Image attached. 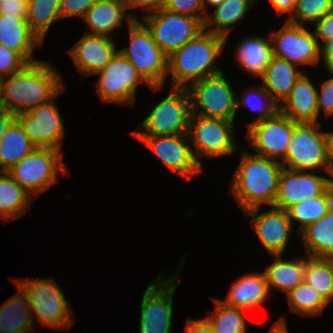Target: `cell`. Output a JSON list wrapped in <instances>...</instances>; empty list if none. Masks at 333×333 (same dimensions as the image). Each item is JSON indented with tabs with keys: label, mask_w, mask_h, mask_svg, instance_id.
<instances>
[{
	"label": "cell",
	"mask_w": 333,
	"mask_h": 333,
	"mask_svg": "<svg viewBox=\"0 0 333 333\" xmlns=\"http://www.w3.org/2000/svg\"><path fill=\"white\" fill-rule=\"evenodd\" d=\"M295 122L279 110L270 118L247 124V139L255 155L282 160L286 156Z\"/></svg>",
	"instance_id": "14"
},
{
	"label": "cell",
	"mask_w": 333,
	"mask_h": 333,
	"mask_svg": "<svg viewBox=\"0 0 333 333\" xmlns=\"http://www.w3.org/2000/svg\"><path fill=\"white\" fill-rule=\"evenodd\" d=\"M274 256L273 263L264 270L266 282L270 293L271 286L288 293L300 283L304 282L305 276V258H294L290 261L282 260V255Z\"/></svg>",
	"instance_id": "28"
},
{
	"label": "cell",
	"mask_w": 333,
	"mask_h": 333,
	"mask_svg": "<svg viewBox=\"0 0 333 333\" xmlns=\"http://www.w3.org/2000/svg\"><path fill=\"white\" fill-rule=\"evenodd\" d=\"M142 18L154 41L167 57L204 31V23L199 18L166 9L145 13Z\"/></svg>",
	"instance_id": "10"
},
{
	"label": "cell",
	"mask_w": 333,
	"mask_h": 333,
	"mask_svg": "<svg viewBox=\"0 0 333 333\" xmlns=\"http://www.w3.org/2000/svg\"><path fill=\"white\" fill-rule=\"evenodd\" d=\"M63 84L62 76L48 62L28 64L0 79V108L14 115L27 112L63 92Z\"/></svg>",
	"instance_id": "1"
},
{
	"label": "cell",
	"mask_w": 333,
	"mask_h": 333,
	"mask_svg": "<svg viewBox=\"0 0 333 333\" xmlns=\"http://www.w3.org/2000/svg\"><path fill=\"white\" fill-rule=\"evenodd\" d=\"M224 304L244 310H252L268 299L270 293L264 272L240 277L229 289Z\"/></svg>",
	"instance_id": "24"
},
{
	"label": "cell",
	"mask_w": 333,
	"mask_h": 333,
	"mask_svg": "<svg viewBox=\"0 0 333 333\" xmlns=\"http://www.w3.org/2000/svg\"><path fill=\"white\" fill-rule=\"evenodd\" d=\"M236 60L247 74L262 77L273 56L271 38L251 36L244 38L236 48Z\"/></svg>",
	"instance_id": "26"
},
{
	"label": "cell",
	"mask_w": 333,
	"mask_h": 333,
	"mask_svg": "<svg viewBox=\"0 0 333 333\" xmlns=\"http://www.w3.org/2000/svg\"><path fill=\"white\" fill-rule=\"evenodd\" d=\"M279 111L297 123H317V88L304 73L296 80L290 94L280 103Z\"/></svg>",
	"instance_id": "21"
},
{
	"label": "cell",
	"mask_w": 333,
	"mask_h": 333,
	"mask_svg": "<svg viewBox=\"0 0 333 333\" xmlns=\"http://www.w3.org/2000/svg\"><path fill=\"white\" fill-rule=\"evenodd\" d=\"M0 43L20 54L29 64L40 61L33 58V49L42 43L31 32L26 19L0 14Z\"/></svg>",
	"instance_id": "23"
},
{
	"label": "cell",
	"mask_w": 333,
	"mask_h": 333,
	"mask_svg": "<svg viewBox=\"0 0 333 333\" xmlns=\"http://www.w3.org/2000/svg\"><path fill=\"white\" fill-rule=\"evenodd\" d=\"M259 210L260 207H255L244 213L247 216H252L250 219L251 227L266 251L270 255H282L286 250L291 231H293V224L289 220L287 211L273 206L261 214H258Z\"/></svg>",
	"instance_id": "19"
},
{
	"label": "cell",
	"mask_w": 333,
	"mask_h": 333,
	"mask_svg": "<svg viewBox=\"0 0 333 333\" xmlns=\"http://www.w3.org/2000/svg\"><path fill=\"white\" fill-rule=\"evenodd\" d=\"M16 120V115L7 110L0 108V140L9 128V126Z\"/></svg>",
	"instance_id": "50"
},
{
	"label": "cell",
	"mask_w": 333,
	"mask_h": 333,
	"mask_svg": "<svg viewBox=\"0 0 333 333\" xmlns=\"http://www.w3.org/2000/svg\"><path fill=\"white\" fill-rule=\"evenodd\" d=\"M282 169L280 161L242 151L238 168L233 173L230 193L243 212L262 204L265 206V203L274 205Z\"/></svg>",
	"instance_id": "2"
},
{
	"label": "cell",
	"mask_w": 333,
	"mask_h": 333,
	"mask_svg": "<svg viewBox=\"0 0 333 333\" xmlns=\"http://www.w3.org/2000/svg\"><path fill=\"white\" fill-rule=\"evenodd\" d=\"M307 256L333 258V204L327 213L299 233Z\"/></svg>",
	"instance_id": "29"
},
{
	"label": "cell",
	"mask_w": 333,
	"mask_h": 333,
	"mask_svg": "<svg viewBox=\"0 0 333 333\" xmlns=\"http://www.w3.org/2000/svg\"><path fill=\"white\" fill-rule=\"evenodd\" d=\"M144 143L167 166L168 169L187 180L203 171L194 158L188 134L169 136H135Z\"/></svg>",
	"instance_id": "17"
},
{
	"label": "cell",
	"mask_w": 333,
	"mask_h": 333,
	"mask_svg": "<svg viewBox=\"0 0 333 333\" xmlns=\"http://www.w3.org/2000/svg\"><path fill=\"white\" fill-rule=\"evenodd\" d=\"M127 9L142 8L147 12H157L164 9L167 0H124Z\"/></svg>",
	"instance_id": "46"
},
{
	"label": "cell",
	"mask_w": 333,
	"mask_h": 333,
	"mask_svg": "<svg viewBox=\"0 0 333 333\" xmlns=\"http://www.w3.org/2000/svg\"><path fill=\"white\" fill-rule=\"evenodd\" d=\"M254 3L255 0H225L221 5L215 7L213 15L207 14L204 30L222 36L227 40V36L234 27L233 25L243 19L245 13L251 9ZM212 25L215 28L209 29Z\"/></svg>",
	"instance_id": "31"
},
{
	"label": "cell",
	"mask_w": 333,
	"mask_h": 333,
	"mask_svg": "<svg viewBox=\"0 0 333 333\" xmlns=\"http://www.w3.org/2000/svg\"><path fill=\"white\" fill-rule=\"evenodd\" d=\"M16 287L19 293L0 306V333H30L36 323L25 292Z\"/></svg>",
	"instance_id": "27"
},
{
	"label": "cell",
	"mask_w": 333,
	"mask_h": 333,
	"mask_svg": "<svg viewBox=\"0 0 333 333\" xmlns=\"http://www.w3.org/2000/svg\"><path fill=\"white\" fill-rule=\"evenodd\" d=\"M164 9L199 18L203 23L208 12H205L203 0H167Z\"/></svg>",
	"instance_id": "41"
},
{
	"label": "cell",
	"mask_w": 333,
	"mask_h": 333,
	"mask_svg": "<svg viewBox=\"0 0 333 333\" xmlns=\"http://www.w3.org/2000/svg\"><path fill=\"white\" fill-rule=\"evenodd\" d=\"M191 101L186 88H172L171 94L156 104L134 136H169L187 134Z\"/></svg>",
	"instance_id": "9"
},
{
	"label": "cell",
	"mask_w": 333,
	"mask_h": 333,
	"mask_svg": "<svg viewBox=\"0 0 333 333\" xmlns=\"http://www.w3.org/2000/svg\"><path fill=\"white\" fill-rule=\"evenodd\" d=\"M15 284L25 292L33 320L37 317L44 326L61 330L69 329L74 324L71 305L54 278L39 280L18 278Z\"/></svg>",
	"instance_id": "5"
},
{
	"label": "cell",
	"mask_w": 333,
	"mask_h": 333,
	"mask_svg": "<svg viewBox=\"0 0 333 333\" xmlns=\"http://www.w3.org/2000/svg\"><path fill=\"white\" fill-rule=\"evenodd\" d=\"M56 97L16 115V120L36 148L61 150L65 128L54 103Z\"/></svg>",
	"instance_id": "15"
},
{
	"label": "cell",
	"mask_w": 333,
	"mask_h": 333,
	"mask_svg": "<svg viewBox=\"0 0 333 333\" xmlns=\"http://www.w3.org/2000/svg\"><path fill=\"white\" fill-rule=\"evenodd\" d=\"M29 63L0 43V79L22 71Z\"/></svg>",
	"instance_id": "40"
},
{
	"label": "cell",
	"mask_w": 333,
	"mask_h": 333,
	"mask_svg": "<svg viewBox=\"0 0 333 333\" xmlns=\"http://www.w3.org/2000/svg\"><path fill=\"white\" fill-rule=\"evenodd\" d=\"M314 34L316 39L321 42L320 48L326 43L333 41V9L314 24Z\"/></svg>",
	"instance_id": "44"
},
{
	"label": "cell",
	"mask_w": 333,
	"mask_h": 333,
	"mask_svg": "<svg viewBox=\"0 0 333 333\" xmlns=\"http://www.w3.org/2000/svg\"><path fill=\"white\" fill-rule=\"evenodd\" d=\"M333 204V184H331L320 196L309 198L288 208L287 214L291 224L293 221L300 223V233L308 225L323 217Z\"/></svg>",
	"instance_id": "33"
},
{
	"label": "cell",
	"mask_w": 333,
	"mask_h": 333,
	"mask_svg": "<svg viewBox=\"0 0 333 333\" xmlns=\"http://www.w3.org/2000/svg\"><path fill=\"white\" fill-rule=\"evenodd\" d=\"M224 1L225 0H203V5H204L205 12L208 10L207 5H210L212 7H216V6L221 5Z\"/></svg>",
	"instance_id": "53"
},
{
	"label": "cell",
	"mask_w": 333,
	"mask_h": 333,
	"mask_svg": "<svg viewBox=\"0 0 333 333\" xmlns=\"http://www.w3.org/2000/svg\"><path fill=\"white\" fill-rule=\"evenodd\" d=\"M60 172V173H59ZM61 151L48 148H35L7 173L33 198V195L46 191L57 182L58 173H68Z\"/></svg>",
	"instance_id": "6"
},
{
	"label": "cell",
	"mask_w": 333,
	"mask_h": 333,
	"mask_svg": "<svg viewBox=\"0 0 333 333\" xmlns=\"http://www.w3.org/2000/svg\"><path fill=\"white\" fill-rule=\"evenodd\" d=\"M126 11L124 0H98L82 18L90 29L87 33L113 38L111 33L122 26L123 19L128 24L138 20L134 13L130 14Z\"/></svg>",
	"instance_id": "22"
},
{
	"label": "cell",
	"mask_w": 333,
	"mask_h": 333,
	"mask_svg": "<svg viewBox=\"0 0 333 333\" xmlns=\"http://www.w3.org/2000/svg\"><path fill=\"white\" fill-rule=\"evenodd\" d=\"M290 310L302 316L321 315L328 303L305 281L297 285L287 294Z\"/></svg>",
	"instance_id": "37"
},
{
	"label": "cell",
	"mask_w": 333,
	"mask_h": 333,
	"mask_svg": "<svg viewBox=\"0 0 333 333\" xmlns=\"http://www.w3.org/2000/svg\"><path fill=\"white\" fill-rule=\"evenodd\" d=\"M269 333H289L285 318L281 317L277 322L273 323Z\"/></svg>",
	"instance_id": "52"
},
{
	"label": "cell",
	"mask_w": 333,
	"mask_h": 333,
	"mask_svg": "<svg viewBox=\"0 0 333 333\" xmlns=\"http://www.w3.org/2000/svg\"><path fill=\"white\" fill-rule=\"evenodd\" d=\"M97 93L104 103L130 105L135 101L137 86L147 84L137 73L135 67L119 51L109 63L99 72Z\"/></svg>",
	"instance_id": "13"
},
{
	"label": "cell",
	"mask_w": 333,
	"mask_h": 333,
	"mask_svg": "<svg viewBox=\"0 0 333 333\" xmlns=\"http://www.w3.org/2000/svg\"><path fill=\"white\" fill-rule=\"evenodd\" d=\"M179 275L180 270L168 280L160 275L146 288L140 306L139 333H172V303Z\"/></svg>",
	"instance_id": "12"
},
{
	"label": "cell",
	"mask_w": 333,
	"mask_h": 333,
	"mask_svg": "<svg viewBox=\"0 0 333 333\" xmlns=\"http://www.w3.org/2000/svg\"><path fill=\"white\" fill-rule=\"evenodd\" d=\"M331 184L329 178L314 172L308 173L283 167L273 207L286 211L294 204L320 196Z\"/></svg>",
	"instance_id": "18"
},
{
	"label": "cell",
	"mask_w": 333,
	"mask_h": 333,
	"mask_svg": "<svg viewBox=\"0 0 333 333\" xmlns=\"http://www.w3.org/2000/svg\"><path fill=\"white\" fill-rule=\"evenodd\" d=\"M273 56L295 65L318 64L321 48L314 31L305 26L291 24L286 21L284 26L271 35Z\"/></svg>",
	"instance_id": "16"
},
{
	"label": "cell",
	"mask_w": 333,
	"mask_h": 333,
	"mask_svg": "<svg viewBox=\"0 0 333 333\" xmlns=\"http://www.w3.org/2000/svg\"><path fill=\"white\" fill-rule=\"evenodd\" d=\"M321 59L330 74H333V41L321 48Z\"/></svg>",
	"instance_id": "49"
},
{
	"label": "cell",
	"mask_w": 333,
	"mask_h": 333,
	"mask_svg": "<svg viewBox=\"0 0 333 333\" xmlns=\"http://www.w3.org/2000/svg\"><path fill=\"white\" fill-rule=\"evenodd\" d=\"M117 52L111 37L85 33L69 49L68 54L80 74L85 77L102 70Z\"/></svg>",
	"instance_id": "20"
},
{
	"label": "cell",
	"mask_w": 333,
	"mask_h": 333,
	"mask_svg": "<svg viewBox=\"0 0 333 333\" xmlns=\"http://www.w3.org/2000/svg\"><path fill=\"white\" fill-rule=\"evenodd\" d=\"M234 122L218 118L191 115L188 128L194 158L202 166L199 156L222 157L235 152ZM194 147V148H193ZM198 156V157H197Z\"/></svg>",
	"instance_id": "11"
},
{
	"label": "cell",
	"mask_w": 333,
	"mask_h": 333,
	"mask_svg": "<svg viewBox=\"0 0 333 333\" xmlns=\"http://www.w3.org/2000/svg\"><path fill=\"white\" fill-rule=\"evenodd\" d=\"M271 5L274 7L277 14H286L290 13L292 16L295 9L296 0H269Z\"/></svg>",
	"instance_id": "48"
},
{
	"label": "cell",
	"mask_w": 333,
	"mask_h": 333,
	"mask_svg": "<svg viewBox=\"0 0 333 333\" xmlns=\"http://www.w3.org/2000/svg\"><path fill=\"white\" fill-rule=\"evenodd\" d=\"M97 1L98 0H60V17L61 19L75 16L83 18L85 13Z\"/></svg>",
	"instance_id": "42"
},
{
	"label": "cell",
	"mask_w": 333,
	"mask_h": 333,
	"mask_svg": "<svg viewBox=\"0 0 333 333\" xmlns=\"http://www.w3.org/2000/svg\"><path fill=\"white\" fill-rule=\"evenodd\" d=\"M317 104L318 113L323 109L326 118L333 115V76L321 82L320 92L317 90Z\"/></svg>",
	"instance_id": "43"
},
{
	"label": "cell",
	"mask_w": 333,
	"mask_h": 333,
	"mask_svg": "<svg viewBox=\"0 0 333 333\" xmlns=\"http://www.w3.org/2000/svg\"><path fill=\"white\" fill-rule=\"evenodd\" d=\"M332 9L333 0H296L294 12L286 21L300 26L315 24Z\"/></svg>",
	"instance_id": "39"
},
{
	"label": "cell",
	"mask_w": 333,
	"mask_h": 333,
	"mask_svg": "<svg viewBox=\"0 0 333 333\" xmlns=\"http://www.w3.org/2000/svg\"><path fill=\"white\" fill-rule=\"evenodd\" d=\"M184 333H215L212 326L205 319H188L185 327Z\"/></svg>",
	"instance_id": "47"
},
{
	"label": "cell",
	"mask_w": 333,
	"mask_h": 333,
	"mask_svg": "<svg viewBox=\"0 0 333 333\" xmlns=\"http://www.w3.org/2000/svg\"><path fill=\"white\" fill-rule=\"evenodd\" d=\"M321 127L319 122H295L286 156L280 161L283 167L308 172L321 168L327 173L329 132H321Z\"/></svg>",
	"instance_id": "8"
},
{
	"label": "cell",
	"mask_w": 333,
	"mask_h": 333,
	"mask_svg": "<svg viewBox=\"0 0 333 333\" xmlns=\"http://www.w3.org/2000/svg\"><path fill=\"white\" fill-rule=\"evenodd\" d=\"M141 21L133 20L128 24L130 44L119 52L130 61L137 73L155 92L163 87L168 75V57Z\"/></svg>",
	"instance_id": "4"
},
{
	"label": "cell",
	"mask_w": 333,
	"mask_h": 333,
	"mask_svg": "<svg viewBox=\"0 0 333 333\" xmlns=\"http://www.w3.org/2000/svg\"><path fill=\"white\" fill-rule=\"evenodd\" d=\"M327 173L333 178V132H329L328 134Z\"/></svg>",
	"instance_id": "51"
},
{
	"label": "cell",
	"mask_w": 333,
	"mask_h": 333,
	"mask_svg": "<svg viewBox=\"0 0 333 333\" xmlns=\"http://www.w3.org/2000/svg\"><path fill=\"white\" fill-rule=\"evenodd\" d=\"M307 258L305 257L304 281L329 304L333 299V258Z\"/></svg>",
	"instance_id": "34"
},
{
	"label": "cell",
	"mask_w": 333,
	"mask_h": 333,
	"mask_svg": "<svg viewBox=\"0 0 333 333\" xmlns=\"http://www.w3.org/2000/svg\"><path fill=\"white\" fill-rule=\"evenodd\" d=\"M0 14L26 19L28 14V0L0 1Z\"/></svg>",
	"instance_id": "45"
},
{
	"label": "cell",
	"mask_w": 333,
	"mask_h": 333,
	"mask_svg": "<svg viewBox=\"0 0 333 333\" xmlns=\"http://www.w3.org/2000/svg\"><path fill=\"white\" fill-rule=\"evenodd\" d=\"M296 66L286 60L272 56L261 77L262 86L278 105L290 94L296 80L302 74V71H298Z\"/></svg>",
	"instance_id": "25"
},
{
	"label": "cell",
	"mask_w": 333,
	"mask_h": 333,
	"mask_svg": "<svg viewBox=\"0 0 333 333\" xmlns=\"http://www.w3.org/2000/svg\"><path fill=\"white\" fill-rule=\"evenodd\" d=\"M60 17V0H28L27 24L31 32L43 44L54 21Z\"/></svg>",
	"instance_id": "35"
},
{
	"label": "cell",
	"mask_w": 333,
	"mask_h": 333,
	"mask_svg": "<svg viewBox=\"0 0 333 333\" xmlns=\"http://www.w3.org/2000/svg\"><path fill=\"white\" fill-rule=\"evenodd\" d=\"M0 173V220L7 223L23 216L33 197L7 171Z\"/></svg>",
	"instance_id": "30"
},
{
	"label": "cell",
	"mask_w": 333,
	"mask_h": 333,
	"mask_svg": "<svg viewBox=\"0 0 333 333\" xmlns=\"http://www.w3.org/2000/svg\"><path fill=\"white\" fill-rule=\"evenodd\" d=\"M212 300L216 313L212 314V311L207 310L211 316L206 319L215 333H247V322L242 313L244 309L228 306L217 298Z\"/></svg>",
	"instance_id": "36"
},
{
	"label": "cell",
	"mask_w": 333,
	"mask_h": 333,
	"mask_svg": "<svg viewBox=\"0 0 333 333\" xmlns=\"http://www.w3.org/2000/svg\"><path fill=\"white\" fill-rule=\"evenodd\" d=\"M187 91L191 101V115L234 122L239 95L223 72L192 83Z\"/></svg>",
	"instance_id": "7"
},
{
	"label": "cell",
	"mask_w": 333,
	"mask_h": 333,
	"mask_svg": "<svg viewBox=\"0 0 333 333\" xmlns=\"http://www.w3.org/2000/svg\"><path fill=\"white\" fill-rule=\"evenodd\" d=\"M242 99L237 98V108L247 107L253 112L259 113L257 119L252 123H257L264 119L272 117L278 110L279 105L271 98L265 88L261 87L249 88L242 92Z\"/></svg>",
	"instance_id": "38"
},
{
	"label": "cell",
	"mask_w": 333,
	"mask_h": 333,
	"mask_svg": "<svg viewBox=\"0 0 333 333\" xmlns=\"http://www.w3.org/2000/svg\"><path fill=\"white\" fill-rule=\"evenodd\" d=\"M226 38L204 30L196 38L168 57V72L174 88H188L192 83L221 71L215 59L225 46Z\"/></svg>",
	"instance_id": "3"
},
{
	"label": "cell",
	"mask_w": 333,
	"mask_h": 333,
	"mask_svg": "<svg viewBox=\"0 0 333 333\" xmlns=\"http://www.w3.org/2000/svg\"><path fill=\"white\" fill-rule=\"evenodd\" d=\"M36 147L15 120L0 140V172L7 171Z\"/></svg>",
	"instance_id": "32"
}]
</instances>
